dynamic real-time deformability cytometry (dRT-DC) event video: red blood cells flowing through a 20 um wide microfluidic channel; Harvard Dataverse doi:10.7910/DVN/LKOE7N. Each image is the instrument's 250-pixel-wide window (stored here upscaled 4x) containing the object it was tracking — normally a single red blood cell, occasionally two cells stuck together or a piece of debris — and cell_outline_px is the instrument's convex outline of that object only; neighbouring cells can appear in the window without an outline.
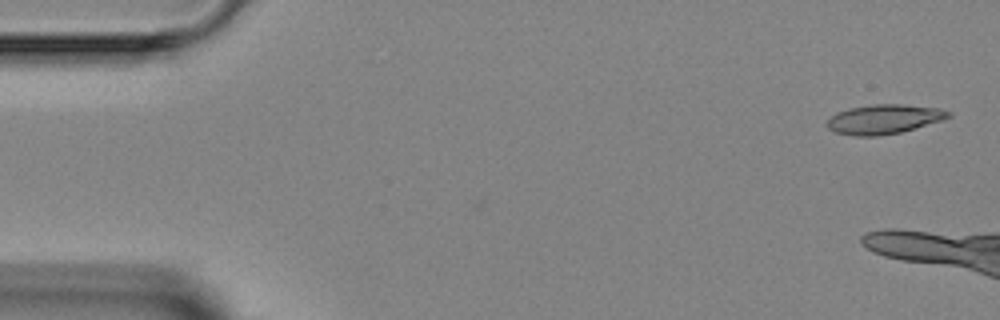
{"species": "Egyptian fruit bat (a non-hibernating species)", "species_latin": "Rousettus aegyptiacus", "temperature_condition": "room temperature", "stored_images_in_passage": 6, "camera_frame_rate_fps": 3000, "um_per_image_px": 0.085, "animal": {"sex": "female"}, "frame": {"image": 1, "passage_image": 1, "time_ms": 0.0, "image_size_px": [1000, 320], "cell_outline_px": [[952, 116], [940, 120], [900, 132], [876, 136], [856, 136], [836, 132], [828, 128], [828, 120], [836, 112], [852, 108], [876, 104], [904, 104], [940, 108], [952, 112]], "centroid_in_image_um": [75.16, 10.12], "position_along_channel_um": 9.8, "area_um2": 20.46}}